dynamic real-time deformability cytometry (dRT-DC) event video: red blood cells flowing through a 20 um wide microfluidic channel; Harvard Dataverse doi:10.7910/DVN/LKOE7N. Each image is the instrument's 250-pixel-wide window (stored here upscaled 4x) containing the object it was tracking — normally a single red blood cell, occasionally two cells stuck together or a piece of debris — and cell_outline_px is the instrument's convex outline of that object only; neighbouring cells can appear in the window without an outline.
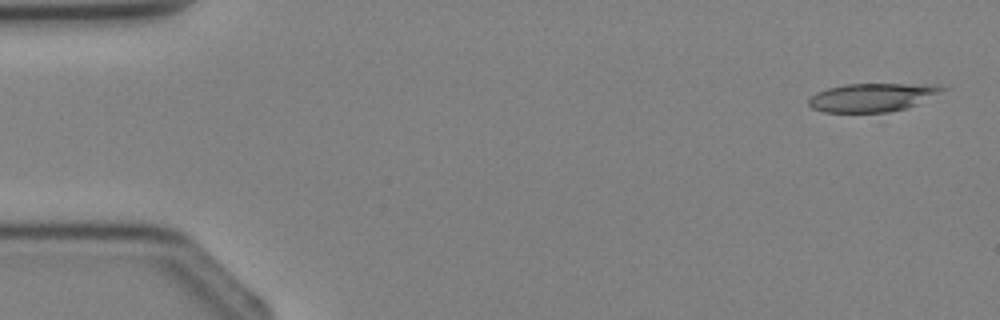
{"species": "Egyptian fruit bat (a non-hibernating species)", "species_latin": "Rousettus aegyptiacus", "temperature_condition": "cold", "stored_images_in_passage": 6, "camera_frame_rate_fps": 3000, "um_per_image_px": 0.085, "animal": {"sex": "female"}, "frame": {"image": 1, "passage_image": 1, "time_ms": 0.0, "image_size_px": [1000, 320], "cell_outline_px": [[948, 88], [916, 104], [904, 108], [888, 112], [824, 112], [812, 108], [808, 104], [808, 100], [816, 92], [828, 88], [844, 84], [924, 84]], "centroid_in_image_um": [74.07, 8.28], "position_along_channel_um": 10.9, "area_um2": 21.73}}
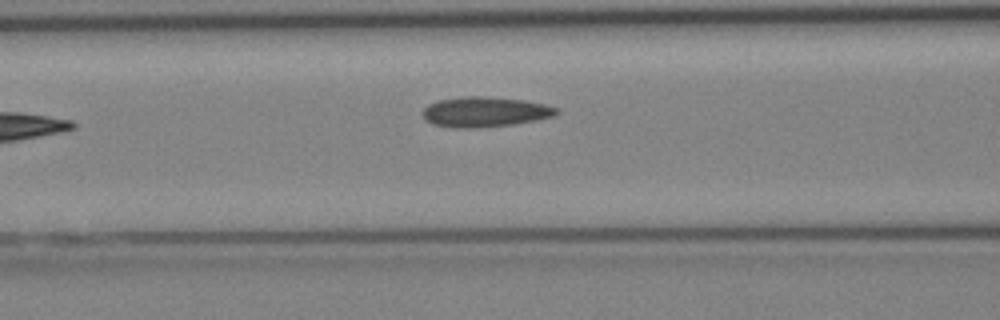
{"frame": {"image": 2, "passage_image": 6, "time_ms": 7.0, "image_size_px": [1000, 320], "cell_outline_px": [[560, 112], [552, 116], [536, 120], [512, 124], [476, 128], [452, 128], [432, 124], [424, 120], [424, 108], [428, 104], [436, 100], [460, 96], [484, 96], [524, 100], [544, 104], [560, 108]], "centroid_in_image_um": [41.19, 9.5], "position_along_channel_um": 125.4, "area_um2": 23.7}}